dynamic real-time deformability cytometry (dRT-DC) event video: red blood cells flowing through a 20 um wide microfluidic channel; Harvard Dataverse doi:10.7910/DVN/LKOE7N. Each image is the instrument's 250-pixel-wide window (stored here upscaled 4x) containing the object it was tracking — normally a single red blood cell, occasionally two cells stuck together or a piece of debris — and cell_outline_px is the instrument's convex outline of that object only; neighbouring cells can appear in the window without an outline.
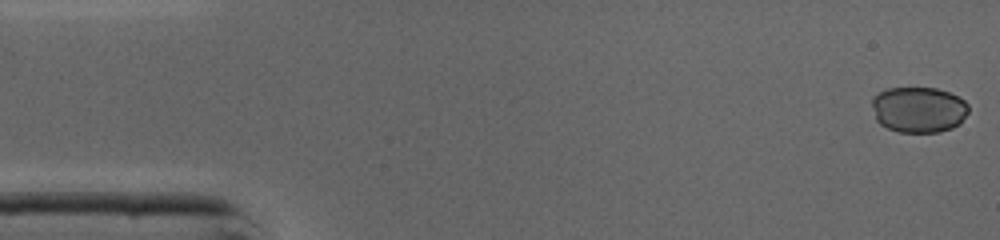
{"species": "common noctule bat (a hibernating species)", "species_latin": "Nyctalus noctula", "temperature_condition": "cold", "stored_images_in_passage": 45, "camera_frame_rate_fps": 3000, "um_per_image_px": 0.085, "animal": {"sex": "male", "body_mass_g": 19.0, "forearm_length_mm": 50.8}, "frame": {"image": 1, "passage_image": 1, "time_ms": 0.0, "image_size_px": [1000, 240], "cell_outline_px": [[968, 112], [960, 124], [952, 128], [940, 132], [900, 132], [888, 128], [880, 124], [876, 120], [872, 104], [872, 96], [888, 88], [936, 88], [948, 92], [964, 100], [968, 104]], "centroid_in_image_um": [78.09, 9.32], "position_along_channel_um": 6.9, "area_um2": 25.84}}
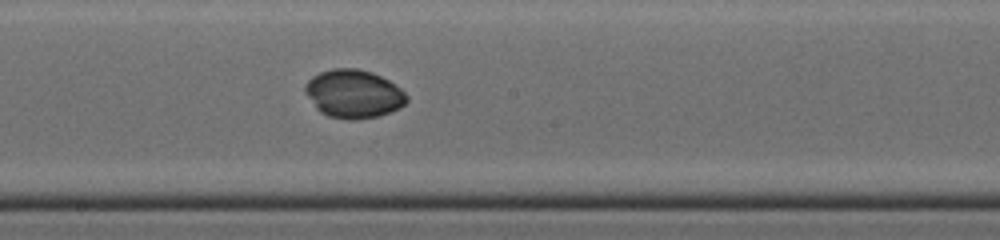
{"frame": {"image": 2, "passage_image": 24, "time_ms": 7.667, "image_size_px": [1000, 240], "cell_outline_px": [[408, 100], [400, 108], [376, 116], [356, 120], [352, 120], [328, 116], [320, 112], [316, 108], [308, 96], [304, 88], [304, 84], [312, 76], [320, 72], [332, 68], [356, 68], [372, 72], [388, 80], [400, 88], [408, 96]], "centroid_in_image_um": [30.04, 7.97], "position_along_channel_um": 218.2, "area_um2": 28.5}}
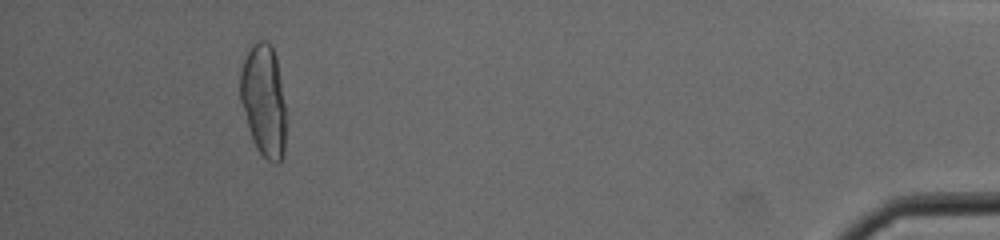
{"frame": {"image": 3, "passage_image": 42, "time_ms": 13.667, "image_size_px": [1000, 240], "cell_outline_px": [[284, 156], [276, 164], [268, 160], [256, 148], [252, 140], [240, 100], [240, 72], [248, 48], [256, 40], [268, 40], [272, 44], [276, 56], [284, 104]], "centroid_in_image_um": [22.39, 8.49], "position_along_channel_um": 412.8, "area_um2": 29.77}, "authors_computed_cell_mechanics": {"area_um2": 28.1486, "velocity_mm_per_s": 4.3918, "shape_relaxation_time_tau1_ms": 2.6998, "shape_relaxation_time_tau2_ms": null, "deformation_change_tau1": 0.0512, "deformation_change_tau2": null}}